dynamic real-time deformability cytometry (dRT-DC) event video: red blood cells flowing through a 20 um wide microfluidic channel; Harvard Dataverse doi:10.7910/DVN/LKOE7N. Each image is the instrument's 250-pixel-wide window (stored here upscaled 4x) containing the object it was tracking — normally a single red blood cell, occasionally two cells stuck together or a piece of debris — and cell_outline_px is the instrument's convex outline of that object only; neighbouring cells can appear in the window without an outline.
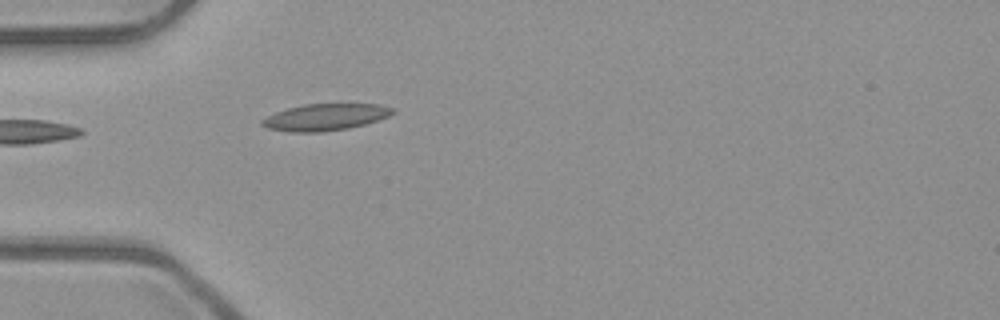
{"species": "common noctule bat (a hibernating species)", "species_latin": "Nyctalus noctula", "temperature_condition": "room temperature", "stored_images_in_passage": 1, "camera_frame_rate_fps": 3000, "um_per_image_px": 0.085, "animal": {"sex": "male", "body_mass_g": 23.1, "forearm_length_mm": 52.7}, "frame": {"image": 1, "passage_image": 1, "time_ms": 0.0, "image_size_px": [1000, 320], "cell_outline_px": [[396, 112], [388, 116], [364, 124], [348, 128], [320, 132], [292, 132], [268, 128], [260, 124], [260, 120], [276, 112], [288, 108], [304, 104], [380, 104], [396, 108]], "centroid_in_image_um": [27.67, 9.95], "position_along_channel_um": 57.3, "area_um2": 20.23}}